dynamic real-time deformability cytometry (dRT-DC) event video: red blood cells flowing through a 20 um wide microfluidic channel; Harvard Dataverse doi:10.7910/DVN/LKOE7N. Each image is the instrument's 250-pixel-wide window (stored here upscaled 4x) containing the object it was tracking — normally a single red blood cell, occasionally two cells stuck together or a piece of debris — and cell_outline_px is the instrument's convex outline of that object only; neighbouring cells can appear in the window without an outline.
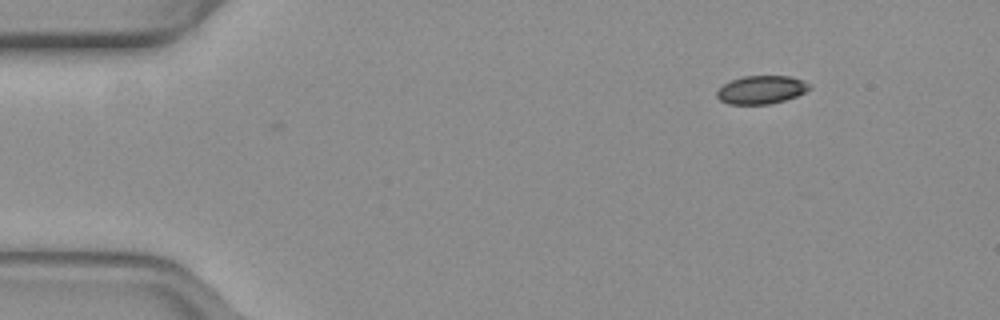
{"species": "common noctule bat (a hibernating species)", "species_latin": "Nyctalus noctula", "temperature_condition": "warm", "stored_images_in_passage": 5, "camera_frame_rate_fps": 3000, "um_per_image_px": 0.085, "animal": {"sex": "female", "body_mass_g": 19.3, "forearm_length_mm": 54.1}, "frame": {"image": 1, "passage_image": 5, "time_ms": 1.333, "image_size_px": [1000, 320], "cell_outline_px": [[812, 88], [796, 96], [784, 100], [768, 104], [728, 104], [720, 100], [716, 96], [716, 92], [724, 84], [732, 80], [744, 76], [788, 76], [812, 84]], "centroid_in_image_um": [64.71, 7.63], "position_along_channel_um": 20.3, "area_um2": 15.09}}